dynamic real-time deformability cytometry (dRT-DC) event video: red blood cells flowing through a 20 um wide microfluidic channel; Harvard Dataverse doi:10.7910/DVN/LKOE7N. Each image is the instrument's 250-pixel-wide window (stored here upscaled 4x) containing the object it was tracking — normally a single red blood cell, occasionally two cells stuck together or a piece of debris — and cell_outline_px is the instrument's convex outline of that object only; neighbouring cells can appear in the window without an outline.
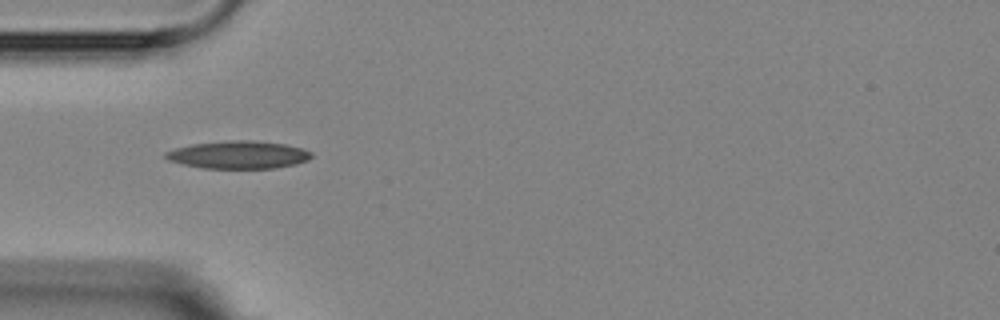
{"species": "Egyptian fruit bat (a non-hibernating species)", "species_latin": "Rousettus aegyptiacus", "temperature_condition": "room temperature", "stored_images_in_passage": 4, "camera_frame_rate_fps": 3000, "um_per_image_px": 0.085, "animal": {"sex": "female"}, "frame": {"image": 1, "passage_image": 2, "time_ms": 1.333, "image_size_px": [1000, 320], "cell_outline_px": [[312, 156], [308, 160], [296, 164], [276, 168], [204, 168], [184, 164], [168, 160], [164, 156], [164, 152], [176, 148], [192, 144], [228, 140], [252, 140], [288, 144], [304, 148], [312, 152]], "centroid_in_image_um": [20.31, 13.15], "position_along_channel_um": 64.7, "area_um2": 23.7}}
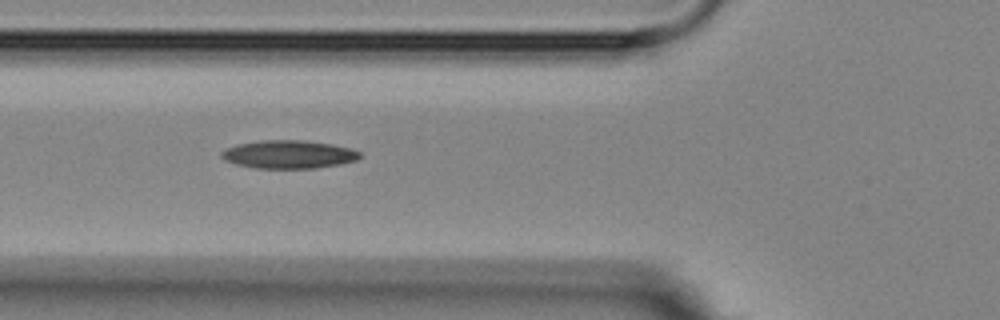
{"frame": {"image": 2, "passage_image": 3, "time_ms": 2.333, "image_size_px": [1000, 320], "cell_outline_px": [[360, 156], [356, 160], [340, 164], [316, 168], [256, 168], [236, 164], [224, 160], [220, 156], [220, 152], [224, 148], [236, 144], [260, 140], [304, 140], [332, 144], [348, 148], [360, 152]], "centroid_in_image_um": [24.47, 13.11], "position_along_channel_um": 101.3, "area_um2": 22.77}}
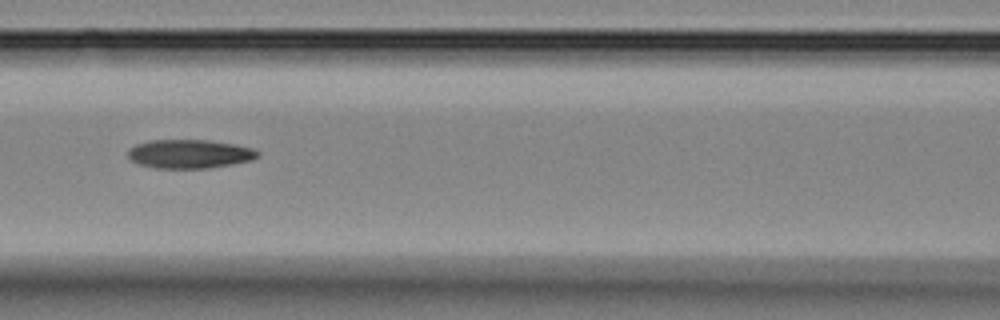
{"frame": {"image": 3, "passage_image": 4, "time_ms": 3.667, "image_size_px": [1000, 320], "cell_outline_px": [[260, 156], [252, 160], [232, 164], [208, 168], [152, 168], [136, 164], [128, 156], [128, 148], [136, 144], [148, 140], [208, 140], [236, 144], [256, 148], [260, 152]], "centroid_in_image_um": [16.13, 13.08], "position_along_channel_um": 150.5, "area_um2": 22.14}}